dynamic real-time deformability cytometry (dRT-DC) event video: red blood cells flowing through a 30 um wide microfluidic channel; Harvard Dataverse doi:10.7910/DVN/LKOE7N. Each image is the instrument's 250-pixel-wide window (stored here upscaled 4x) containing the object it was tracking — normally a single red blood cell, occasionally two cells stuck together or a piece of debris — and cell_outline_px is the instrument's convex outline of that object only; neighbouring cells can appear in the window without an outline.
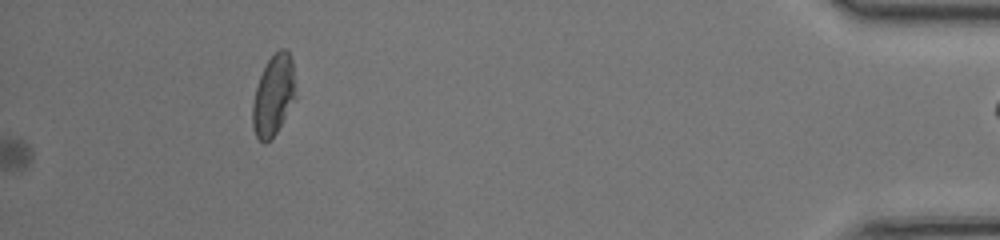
{"species": "common noctule bat (a hibernating species)", "species_latin": "Nyctalus noctula", "temperature_condition": "room temperature", "stored_images_in_passage": 76, "camera_frame_rate_fps": 3000, "um_per_image_px": 0.085, "animal": {"sex": "female", "body_mass_g": 17.0, "forearm_length_mm": 48.0}, "frame": {"image": 1, "passage_image": 76, "time_ms": 25.0, "image_size_px": [1000, 240], "cell_outline_px": [[296, 100], [276, 132], [264, 144], [256, 136], [252, 128], [252, 104], [256, 88], [260, 76], [268, 60], [280, 48], [284, 48], [288, 52], [292, 60], [296, 96]], "centroid_in_image_um": [23.25, 8.12], "position_along_channel_um": 412.0, "area_um2": 20.17}}